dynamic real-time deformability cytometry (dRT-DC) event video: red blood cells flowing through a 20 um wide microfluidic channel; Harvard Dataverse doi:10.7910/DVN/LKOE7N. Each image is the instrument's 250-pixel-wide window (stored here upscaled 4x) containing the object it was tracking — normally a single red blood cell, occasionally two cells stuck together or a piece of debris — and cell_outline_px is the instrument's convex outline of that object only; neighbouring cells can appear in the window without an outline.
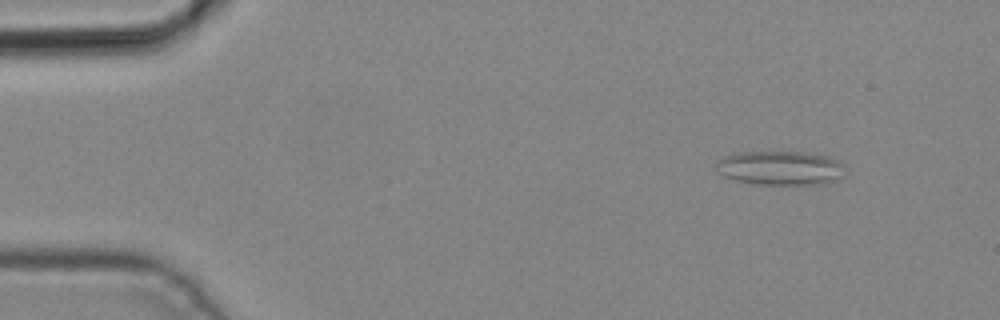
{"species": "common noctule bat (a hibernating species)", "species_latin": "Nyctalus noctula", "temperature_condition": "cold", "stored_images_in_passage": 4, "camera_frame_rate_fps": 3000, "um_per_image_px": 0.085, "animal": {"sex": "male", "body_mass_g": 19.2, "forearm_length_mm": 51.8}, "frame": {"image": 1, "passage_image": 1, "time_ms": 0.0, "image_size_px": [1000, 320], "cell_outline_px": [[844, 176], [836, 180], [820, 184], [756, 184], [736, 180], [724, 176], [716, 172], [716, 160], [724, 156], [736, 152], [808, 152], [828, 156], [840, 160], [844, 164]], "centroid_in_image_um": [66.34, 14.27], "position_along_channel_um": 18.7, "area_um2": 26.01}}
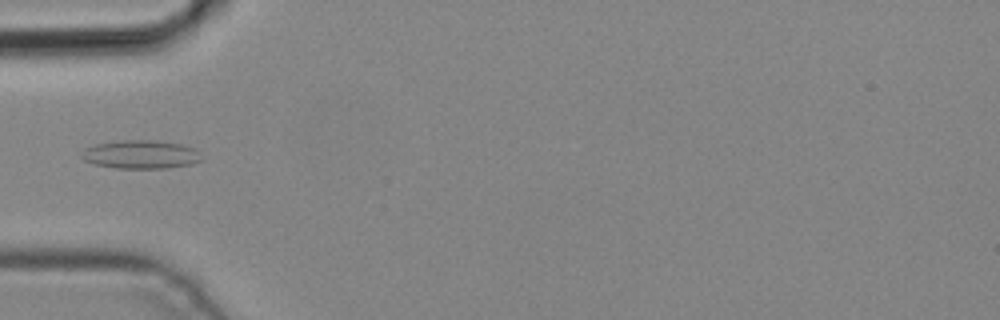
{"frame": {"image": 2, "passage_image": 4, "time_ms": 1.0, "image_size_px": [1000, 320], "cell_outline_px": [[204, 160], [192, 164], [168, 168], [116, 168], [96, 164], [84, 160], [80, 156], [84, 148], [96, 144], [120, 140], [156, 140], [180, 144], [196, 148]], "centroid_in_image_um": [12.0, 13.12], "position_along_channel_um": 73.0, "area_um2": 20.06}}